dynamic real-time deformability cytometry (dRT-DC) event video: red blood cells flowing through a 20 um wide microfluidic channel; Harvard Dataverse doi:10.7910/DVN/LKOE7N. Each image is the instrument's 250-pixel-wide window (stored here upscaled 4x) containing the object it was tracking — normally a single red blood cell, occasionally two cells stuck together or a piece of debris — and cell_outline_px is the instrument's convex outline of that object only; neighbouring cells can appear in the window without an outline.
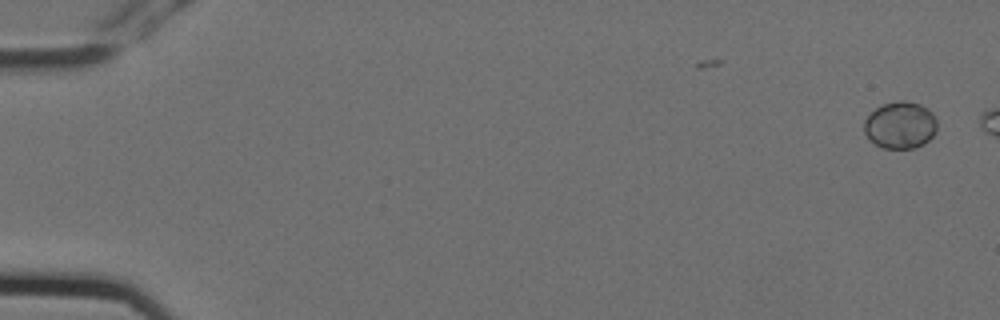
{"species": "Egyptian fruit bat (a non-hibernating species)", "species_latin": "Rousettus aegyptiacus", "temperature_condition": "cold", "stored_images_in_passage": 5, "segment_of_instrument_passage": [2, 2], "camera_frame_rate_fps": 3000, "um_per_image_px": 0.085, "animal": {"sex": "female"}, "frame": {"image": 1, "passage_image": 5, "time_ms": 1.333, "image_size_px": [1000, 320], "cell_outline_px": [[936, 132], [924, 144], [912, 148], [884, 148], [876, 144], [864, 132], [864, 120], [876, 108], [884, 104], [900, 100], [904, 100], [920, 104], [928, 108], [936, 116]], "centroid_in_image_um": [76.55, 10.62], "position_along_channel_um": 8.5, "area_um2": 19.88}}